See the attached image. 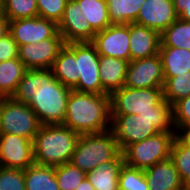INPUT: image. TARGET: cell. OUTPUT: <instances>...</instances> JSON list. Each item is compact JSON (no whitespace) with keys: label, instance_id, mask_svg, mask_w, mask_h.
Instances as JSON below:
<instances>
[{"label":"cell","instance_id":"obj_28","mask_svg":"<svg viewBox=\"0 0 190 190\" xmlns=\"http://www.w3.org/2000/svg\"><path fill=\"white\" fill-rule=\"evenodd\" d=\"M170 159L185 187H190V145L181 136H177L173 141Z\"/></svg>","mask_w":190,"mask_h":190},{"label":"cell","instance_id":"obj_20","mask_svg":"<svg viewBox=\"0 0 190 190\" xmlns=\"http://www.w3.org/2000/svg\"><path fill=\"white\" fill-rule=\"evenodd\" d=\"M54 77L64 86L73 89L79 81L76 67V42L65 44L51 67Z\"/></svg>","mask_w":190,"mask_h":190},{"label":"cell","instance_id":"obj_19","mask_svg":"<svg viewBox=\"0 0 190 190\" xmlns=\"http://www.w3.org/2000/svg\"><path fill=\"white\" fill-rule=\"evenodd\" d=\"M129 62L120 58L100 55L99 74L102 94H111L124 86Z\"/></svg>","mask_w":190,"mask_h":190},{"label":"cell","instance_id":"obj_17","mask_svg":"<svg viewBox=\"0 0 190 190\" xmlns=\"http://www.w3.org/2000/svg\"><path fill=\"white\" fill-rule=\"evenodd\" d=\"M130 61L154 56L159 53L160 33L136 23H130Z\"/></svg>","mask_w":190,"mask_h":190},{"label":"cell","instance_id":"obj_6","mask_svg":"<svg viewBox=\"0 0 190 190\" xmlns=\"http://www.w3.org/2000/svg\"><path fill=\"white\" fill-rule=\"evenodd\" d=\"M41 123L27 103L6 97L0 104V134H16L33 141Z\"/></svg>","mask_w":190,"mask_h":190},{"label":"cell","instance_id":"obj_4","mask_svg":"<svg viewBox=\"0 0 190 190\" xmlns=\"http://www.w3.org/2000/svg\"><path fill=\"white\" fill-rule=\"evenodd\" d=\"M122 151L111 129L80 135L71 163L85 173L95 170L102 163L119 158Z\"/></svg>","mask_w":190,"mask_h":190},{"label":"cell","instance_id":"obj_12","mask_svg":"<svg viewBox=\"0 0 190 190\" xmlns=\"http://www.w3.org/2000/svg\"><path fill=\"white\" fill-rule=\"evenodd\" d=\"M130 24H112L94 35L91 43L99 55L130 61Z\"/></svg>","mask_w":190,"mask_h":190},{"label":"cell","instance_id":"obj_24","mask_svg":"<svg viewBox=\"0 0 190 190\" xmlns=\"http://www.w3.org/2000/svg\"><path fill=\"white\" fill-rule=\"evenodd\" d=\"M19 58L0 62V91L5 97H12L26 72Z\"/></svg>","mask_w":190,"mask_h":190},{"label":"cell","instance_id":"obj_43","mask_svg":"<svg viewBox=\"0 0 190 190\" xmlns=\"http://www.w3.org/2000/svg\"><path fill=\"white\" fill-rule=\"evenodd\" d=\"M6 97L0 91V102H2Z\"/></svg>","mask_w":190,"mask_h":190},{"label":"cell","instance_id":"obj_23","mask_svg":"<svg viewBox=\"0 0 190 190\" xmlns=\"http://www.w3.org/2000/svg\"><path fill=\"white\" fill-rule=\"evenodd\" d=\"M26 190H59L54 166L33 163L24 170Z\"/></svg>","mask_w":190,"mask_h":190},{"label":"cell","instance_id":"obj_18","mask_svg":"<svg viewBox=\"0 0 190 190\" xmlns=\"http://www.w3.org/2000/svg\"><path fill=\"white\" fill-rule=\"evenodd\" d=\"M149 190H183L180 174L170 158L144 170Z\"/></svg>","mask_w":190,"mask_h":190},{"label":"cell","instance_id":"obj_27","mask_svg":"<svg viewBox=\"0 0 190 190\" xmlns=\"http://www.w3.org/2000/svg\"><path fill=\"white\" fill-rule=\"evenodd\" d=\"M160 47L190 50V22L177 19L160 34Z\"/></svg>","mask_w":190,"mask_h":190},{"label":"cell","instance_id":"obj_32","mask_svg":"<svg viewBox=\"0 0 190 190\" xmlns=\"http://www.w3.org/2000/svg\"><path fill=\"white\" fill-rule=\"evenodd\" d=\"M55 175L59 190H76L78 185L86 178V173L71 162L55 167Z\"/></svg>","mask_w":190,"mask_h":190},{"label":"cell","instance_id":"obj_2","mask_svg":"<svg viewBox=\"0 0 190 190\" xmlns=\"http://www.w3.org/2000/svg\"><path fill=\"white\" fill-rule=\"evenodd\" d=\"M63 125L80 135L111 129L110 94L86 93L72 89Z\"/></svg>","mask_w":190,"mask_h":190},{"label":"cell","instance_id":"obj_26","mask_svg":"<svg viewBox=\"0 0 190 190\" xmlns=\"http://www.w3.org/2000/svg\"><path fill=\"white\" fill-rule=\"evenodd\" d=\"M145 0H107L111 24H130L137 19Z\"/></svg>","mask_w":190,"mask_h":190},{"label":"cell","instance_id":"obj_7","mask_svg":"<svg viewBox=\"0 0 190 190\" xmlns=\"http://www.w3.org/2000/svg\"><path fill=\"white\" fill-rule=\"evenodd\" d=\"M163 99V87L129 88L123 86L110 94L111 115H135L155 111Z\"/></svg>","mask_w":190,"mask_h":190},{"label":"cell","instance_id":"obj_29","mask_svg":"<svg viewBox=\"0 0 190 190\" xmlns=\"http://www.w3.org/2000/svg\"><path fill=\"white\" fill-rule=\"evenodd\" d=\"M0 12L10 21L38 16L37 0H0Z\"/></svg>","mask_w":190,"mask_h":190},{"label":"cell","instance_id":"obj_42","mask_svg":"<svg viewBox=\"0 0 190 190\" xmlns=\"http://www.w3.org/2000/svg\"><path fill=\"white\" fill-rule=\"evenodd\" d=\"M173 4H190V0H173Z\"/></svg>","mask_w":190,"mask_h":190},{"label":"cell","instance_id":"obj_38","mask_svg":"<svg viewBox=\"0 0 190 190\" xmlns=\"http://www.w3.org/2000/svg\"><path fill=\"white\" fill-rule=\"evenodd\" d=\"M178 18L190 22V4H173Z\"/></svg>","mask_w":190,"mask_h":190},{"label":"cell","instance_id":"obj_33","mask_svg":"<svg viewBox=\"0 0 190 190\" xmlns=\"http://www.w3.org/2000/svg\"><path fill=\"white\" fill-rule=\"evenodd\" d=\"M119 190H149L144 170L130 167L125 163L119 172Z\"/></svg>","mask_w":190,"mask_h":190},{"label":"cell","instance_id":"obj_15","mask_svg":"<svg viewBox=\"0 0 190 190\" xmlns=\"http://www.w3.org/2000/svg\"><path fill=\"white\" fill-rule=\"evenodd\" d=\"M58 32L65 43L91 42L96 32L92 29L75 0H68L58 23Z\"/></svg>","mask_w":190,"mask_h":190},{"label":"cell","instance_id":"obj_41","mask_svg":"<svg viewBox=\"0 0 190 190\" xmlns=\"http://www.w3.org/2000/svg\"><path fill=\"white\" fill-rule=\"evenodd\" d=\"M180 136L190 145V129Z\"/></svg>","mask_w":190,"mask_h":190},{"label":"cell","instance_id":"obj_37","mask_svg":"<svg viewBox=\"0 0 190 190\" xmlns=\"http://www.w3.org/2000/svg\"><path fill=\"white\" fill-rule=\"evenodd\" d=\"M19 46L13 39L12 35L8 33L0 39V62L18 58Z\"/></svg>","mask_w":190,"mask_h":190},{"label":"cell","instance_id":"obj_36","mask_svg":"<svg viewBox=\"0 0 190 190\" xmlns=\"http://www.w3.org/2000/svg\"><path fill=\"white\" fill-rule=\"evenodd\" d=\"M68 0H37L38 16L57 24L63 17Z\"/></svg>","mask_w":190,"mask_h":190},{"label":"cell","instance_id":"obj_8","mask_svg":"<svg viewBox=\"0 0 190 190\" xmlns=\"http://www.w3.org/2000/svg\"><path fill=\"white\" fill-rule=\"evenodd\" d=\"M99 59L100 55L91 42H76V67L79 81L73 90L102 94Z\"/></svg>","mask_w":190,"mask_h":190},{"label":"cell","instance_id":"obj_5","mask_svg":"<svg viewBox=\"0 0 190 190\" xmlns=\"http://www.w3.org/2000/svg\"><path fill=\"white\" fill-rule=\"evenodd\" d=\"M177 136L176 131L158 132L141 142L127 146L122 151L124 163L145 170L170 158L171 146Z\"/></svg>","mask_w":190,"mask_h":190},{"label":"cell","instance_id":"obj_44","mask_svg":"<svg viewBox=\"0 0 190 190\" xmlns=\"http://www.w3.org/2000/svg\"><path fill=\"white\" fill-rule=\"evenodd\" d=\"M183 190H190V187H185Z\"/></svg>","mask_w":190,"mask_h":190},{"label":"cell","instance_id":"obj_35","mask_svg":"<svg viewBox=\"0 0 190 190\" xmlns=\"http://www.w3.org/2000/svg\"><path fill=\"white\" fill-rule=\"evenodd\" d=\"M0 190H26L24 170L0 166Z\"/></svg>","mask_w":190,"mask_h":190},{"label":"cell","instance_id":"obj_16","mask_svg":"<svg viewBox=\"0 0 190 190\" xmlns=\"http://www.w3.org/2000/svg\"><path fill=\"white\" fill-rule=\"evenodd\" d=\"M178 19L173 0H145L134 23L160 34Z\"/></svg>","mask_w":190,"mask_h":190},{"label":"cell","instance_id":"obj_1","mask_svg":"<svg viewBox=\"0 0 190 190\" xmlns=\"http://www.w3.org/2000/svg\"><path fill=\"white\" fill-rule=\"evenodd\" d=\"M71 90L51 69H27L12 98L27 103L41 125L63 124Z\"/></svg>","mask_w":190,"mask_h":190},{"label":"cell","instance_id":"obj_22","mask_svg":"<svg viewBox=\"0 0 190 190\" xmlns=\"http://www.w3.org/2000/svg\"><path fill=\"white\" fill-rule=\"evenodd\" d=\"M164 77H175L190 72V50L185 48L160 47Z\"/></svg>","mask_w":190,"mask_h":190},{"label":"cell","instance_id":"obj_30","mask_svg":"<svg viewBox=\"0 0 190 190\" xmlns=\"http://www.w3.org/2000/svg\"><path fill=\"white\" fill-rule=\"evenodd\" d=\"M149 120L159 132L176 131L173 124L172 105L164 98L155 105V111H146L139 114Z\"/></svg>","mask_w":190,"mask_h":190},{"label":"cell","instance_id":"obj_14","mask_svg":"<svg viewBox=\"0 0 190 190\" xmlns=\"http://www.w3.org/2000/svg\"><path fill=\"white\" fill-rule=\"evenodd\" d=\"M65 44L63 38H48L36 44H25L19 46L18 58L26 69H51Z\"/></svg>","mask_w":190,"mask_h":190},{"label":"cell","instance_id":"obj_40","mask_svg":"<svg viewBox=\"0 0 190 190\" xmlns=\"http://www.w3.org/2000/svg\"><path fill=\"white\" fill-rule=\"evenodd\" d=\"M76 190H95L93 185L90 183V181L87 178H84V180L78 185Z\"/></svg>","mask_w":190,"mask_h":190},{"label":"cell","instance_id":"obj_10","mask_svg":"<svg viewBox=\"0 0 190 190\" xmlns=\"http://www.w3.org/2000/svg\"><path fill=\"white\" fill-rule=\"evenodd\" d=\"M9 33L18 46L36 44L48 38H62L56 22L39 16L10 21Z\"/></svg>","mask_w":190,"mask_h":190},{"label":"cell","instance_id":"obj_3","mask_svg":"<svg viewBox=\"0 0 190 190\" xmlns=\"http://www.w3.org/2000/svg\"><path fill=\"white\" fill-rule=\"evenodd\" d=\"M79 137L63 124L41 125L33 139L35 163L56 167L70 162Z\"/></svg>","mask_w":190,"mask_h":190},{"label":"cell","instance_id":"obj_11","mask_svg":"<svg viewBox=\"0 0 190 190\" xmlns=\"http://www.w3.org/2000/svg\"><path fill=\"white\" fill-rule=\"evenodd\" d=\"M164 81L163 65L159 53L151 57L129 61L125 87H163Z\"/></svg>","mask_w":190,"mask_h":190},{"label":"cell","instance_id":"obj_21","mask_svg":"<svg viewBox=\"0 0 190 190\" xmlns=\"http://www.w3.org/2000/svg\"><path fill=\"white\" fill-rule=\"evenodd\" d=\"M123 164L124 157L121 155L119 158L102 163L95 170L86 173V178L95 190H119V172Z\"/></svg>","mask_w":190,"mask_h":190},{"label":"cell","instance_id":"obj_31","mask_svg":"<svg viewBox=\"0 0 190 190\" xmlns=\"http://www.w3.org/2000/svg\"><path fill=\"white\" fill-rule=\"evenodd\" d=\"M163 98L171 105L190 95V72L175 77H164Z\"/></svg>","mask_w":190,"mask_h":190},{"label":"cell","instance_id":"obj_13","mask_svg":"<svg viewBox=\"0 0 190 190\" xmlns=\"http://www.w3.org/2000/svg\"><path fill=\"white\" fill-rule=\"evenodd\" d=\"M33 163V141L16 134H0L1 167L25 170Z\"/></svg>","mask_w":190,"mask_h":190},{"label":"cell","instance_id":"obj_9","mask_svg":"<svg viewBox=\"0 0 190 190\" xmlns=\"http://www.w3.org/2000/svg\"><path fill=\"white\" fill-rule=\"evenodd\" d=\"M111 130L123 151L127 146L141 142L159 131L140 115H111Z\"/></svg>","mask_w":190,"mask_h":190},{"label":"cell","instance_id":"obj_39","mask_svg":"<svg viewBox=\"0 0 190 190\" xmlns=\"http://www.w3.org/2000/svg\"><path fill=\"white\" fill-rule=\"evenodd\" d=\"M10 20L0 12V39L9 33Z\"/></svg>","mask_w":190,"mask_h":190},{"label":"cell","instance_id":"obj_34","mask_svg":"<svg viewBox=\"0 0 190 190\" xmlns=\"http://www.w3.org/2000/svg\"><path fill=\"white\" fill-rule=\"evenodd\" d=\"M173 124L178 136L190 129V95L172 105Z\"/></svg>","mask_w":190,"mask_h":190},{"label":"cell","instance_id":"obj_25","mask_svg":"<svg viewBox=\"0 0 190 190\" xmlns=\"http://www.w3.org/2000/svg\"><path fill=\"white\" fill-rule=\"evenodd\" d=\"M75 1L81 8V13L85 15L86 20L96 33L112 25L108 13L107 0Z\"/></svg>","mask_w":190,"mask_h":190}]
</instances>
